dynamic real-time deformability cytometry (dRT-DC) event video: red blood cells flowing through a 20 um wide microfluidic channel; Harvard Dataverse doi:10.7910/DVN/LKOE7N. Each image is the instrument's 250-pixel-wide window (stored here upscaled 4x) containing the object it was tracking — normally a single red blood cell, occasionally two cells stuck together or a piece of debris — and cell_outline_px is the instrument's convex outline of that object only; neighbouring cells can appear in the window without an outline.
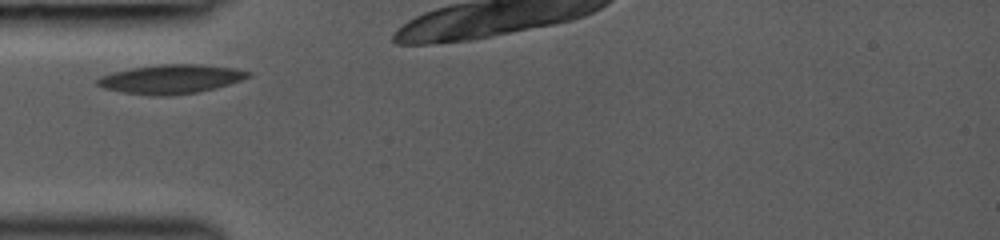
{"species": "common noctule bat (a hibernating species)", "species_latin": "Nyctalus noctula", "temperature_condition": "room temperature", "stored_images_in_passage": 6, "camera_frame_rate_fps": 3000, "um_per_image_px": 0.085, "animal": {"sex": "female", "body_mass_g": 19.0, "forearm_length_mm": 53.3}, "frame": {"image": 1, "passage_image": 1, "time_ms": 0.0, "image_size_px": [1000, 240], "cell_outline_px": [[252, 76], [216, 88], [196, 92], [168, 96], [152, 96], [120, 92], [104, 88], [96, 84], [96, 80], [100, 76], [112, 72], [132, 68], [160, 64], [196, 64], [232, 68], [252, 72]], "centroid_in_image_um": [14.49, 6.73], "position_along_channel_um": 70.5, "area_um2": 25.49}}
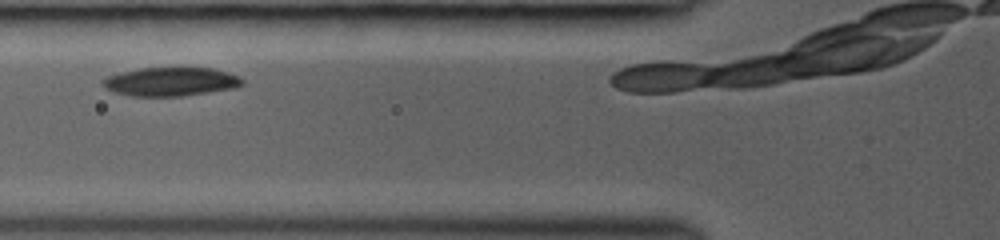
{"frame": {"image": 2, "passage_image": 2, "time_ms": 1.0, "image_size_px": [1000, 240], "cell_outline_px": [[244, 84], [232, 88], [208, 92], [180, 96], [132, 96], [116, 92], [104, 88], [104, 80], [108, 76], [120, 72], [140, 68], [212, 68], [228, 72], [240, 76], [244, 80]], "centroid_in_image_um": [14.54, 6.93], "position_along_channel_um": 111.3, "area_um2": 23.12}}